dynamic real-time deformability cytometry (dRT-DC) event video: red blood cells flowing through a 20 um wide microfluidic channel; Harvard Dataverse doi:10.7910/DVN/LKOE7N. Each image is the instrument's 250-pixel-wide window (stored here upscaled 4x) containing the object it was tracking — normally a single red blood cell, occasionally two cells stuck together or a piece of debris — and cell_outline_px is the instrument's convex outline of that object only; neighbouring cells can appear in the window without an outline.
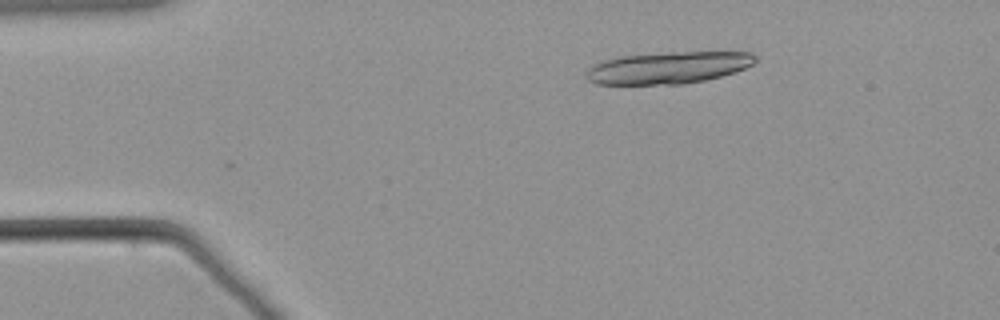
{"species": "common noctule bat (a hibernating species)", "species_latin": "Nyctalus noctula", "temperature_condition": "warm", "stored_images_in_passage": 15, "camera_frame_rate_fps": 3000, "um_per_image_px": 0.085, "animal": {"sex": "male", "body_mass_g": 21.5, "forearm_length_mm": 52.0}, "frame": {"image": 1, "passage_image": 1, "time_ms": 0.0, "image_size_px": [1000, 320], "cell_outline_px": [[756, 60], [752, 64], [736, 72], [704, 80], [680, 84], [596, 84], [588, 80], [584, 76], [588, 68], [592, 64], [600, 60], [620, 56], [668, 52], [752, 52], [756, 56]], "centroid_in_image_um": [56.74, 5.75], "position_along_channel_um": 28.3, "area_um2": 31.62}}